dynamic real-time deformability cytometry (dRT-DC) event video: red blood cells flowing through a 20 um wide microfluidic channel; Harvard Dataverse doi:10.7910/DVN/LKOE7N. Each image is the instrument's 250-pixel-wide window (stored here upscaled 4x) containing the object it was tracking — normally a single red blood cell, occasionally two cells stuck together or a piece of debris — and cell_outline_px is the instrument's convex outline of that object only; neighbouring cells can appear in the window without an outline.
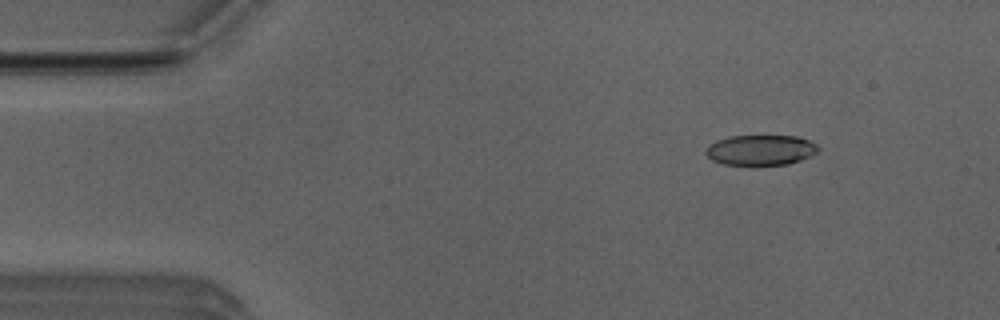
{"species": "Egyptian fruit bat (a non-hibernating species)", "species_latin": "Rousettus aegyptiacus", "temperature_condition": "room temperature", "stored_images_in_passage": 51, "camera_frame_rate_fps": 3000, "um_per_image_px": 0.085, "animal": {"sex": "male"}, "frame": {"image": 1, "passage_image": 6, "time_ms": 1.667, "image_size_px": [1000, 320], "cell_outline_px": [[820, 148], [816, 152], [800, 160], [788, 164], [724, 164], [712, 160], [704, 152], [708, 144], [716, 140], [732, 136], [796, 136], [808, 140], [816, 144]], "centroid_in_image_um": [64.62, 12.74], "position_along_channel_um": 20.4, "area_um2": 19.59}}
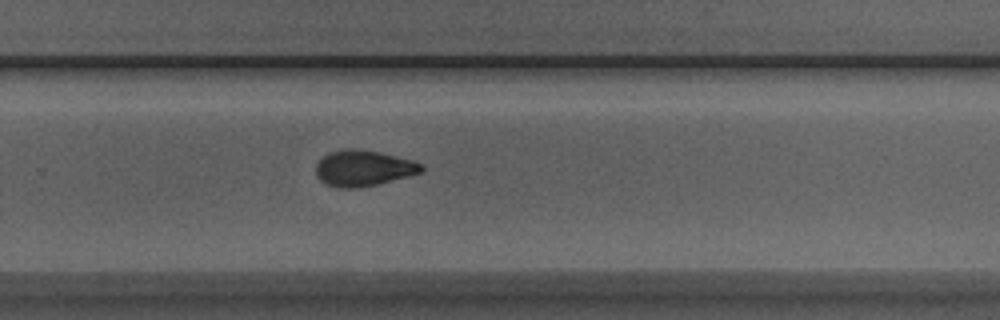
{"frame": {"image": 2, "passage_image": 33, "time_ms": 10.667, "image_size_px": [1000, 320], "cell_outline_px": [[424, 172], [376, 184], [356, 188], [340, 188], [324, 184], [320, 180], [316, 172], [316, 164], [328, 152], [344, 148], [356, 148], [380, 152], [412, 160], [424, 164]], "centroid_in_image_um": [30.89, 14.28], "position_along_channel_um": 298.9, "area_um2": 22.2}}
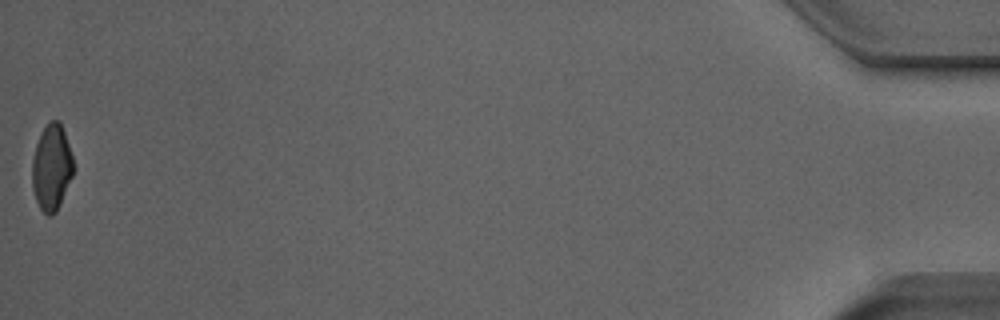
{"frame": {"image": 3, "passage_image": 51, "time_ms": 16.667, "image_size_px": [1000, 320], "cell_outline_px": [[72, 176], [60, 204], [56, 212], [52, 216], [48, 216], [40, 208], [36, 200], [32, 188], [32, 160], [36, 144], [40, 132], [48, 120], [60, 120], [72, 156]], "centroid_in_image_um": [4.36, 14.21], "position_along_channel_um": 430.8, "area_um2": 20.63}, "authors_computed_cell_mechanics": {"area_um2": 21.675, "velocity_mm_per_s": 3.9675, "shape_relaxation_time_tau1_ms": 5.4035, "shape_relaxation_time_tau2_ms": 4.3409, "deformation_change_tau1": 0.163, "deformation_change_tau2": 0.0916}}